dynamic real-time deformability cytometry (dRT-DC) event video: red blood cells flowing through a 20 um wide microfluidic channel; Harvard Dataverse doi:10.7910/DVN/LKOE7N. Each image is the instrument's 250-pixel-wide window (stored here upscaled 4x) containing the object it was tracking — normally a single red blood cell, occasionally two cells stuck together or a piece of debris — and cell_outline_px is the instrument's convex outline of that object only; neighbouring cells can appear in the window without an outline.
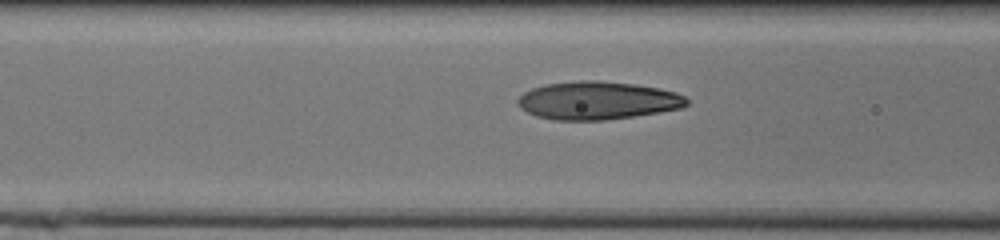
{"species": "human", "species_latin": "Homo sapiens", "temperature_condition": "cold", "stored_images_in_passage": 13, "camera_frame_rate_fps": 3000, "um_per_image_px": 0.085, "donor": {"sex": "male"}, "frame": {"image": 1, "passage_image": 11, "time_ms": 3.333, "image_size_px": [1000, 240], "cell_outline_px": [[688, 104], [680, 108], [660, 112], [604, 120], [556, 120], [536, 116], [520, 108], [516, 104], [516, 100], [524, 92], [532, 88], [544, 84], [584, 80], [596, 80], [636, 84], [660, 88], [676, 92], [684, 96], [688, 100]], "centroid_in_image_um": [50.77, 8.54], "position_along_channel_um": 115.8, "area_um2": 37.51}}